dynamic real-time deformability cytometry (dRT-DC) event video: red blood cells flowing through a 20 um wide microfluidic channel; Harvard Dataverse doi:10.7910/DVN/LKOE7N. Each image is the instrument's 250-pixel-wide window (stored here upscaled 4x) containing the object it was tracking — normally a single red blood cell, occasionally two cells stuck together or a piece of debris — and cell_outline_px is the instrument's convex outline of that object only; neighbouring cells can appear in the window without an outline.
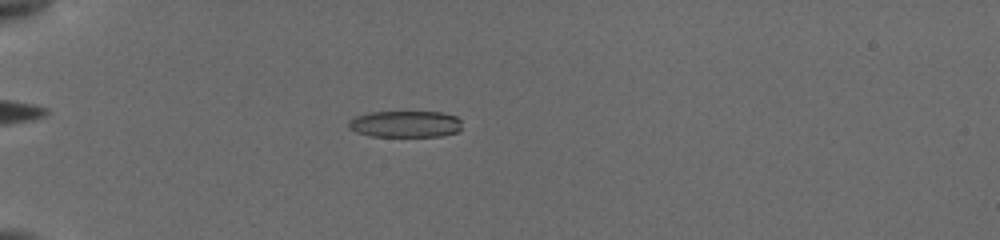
{"species": "common noctule bat (a hibernating species)", "species_latin": "Nyctalus noctula", "temperature_condition": "cold", "stored_images_in_passage": 40, "camera_frame_rate_fps": 3000, "um_per_image_px": 0.085, "animal": {"sex": "female", "body_mass_g": 19.5, "forearm_length_mm": 54.1}, "frame": {"image": 1, "passage_image": 1, "time_ms": 0.0, "image_size_px": [1000, 240], "cell_outline_px": [[460, 128], [456, 132], [440, 136], [372, 136], [356, 132], [348, 128], [348, 120], [352, 116], [368, 112], [444, 112], [456, 116], [460, 120]], "centroid_in_image_um": [34.39, 10.53], "position_along_channel_um": 50.6, "area_um2": 17.69}}
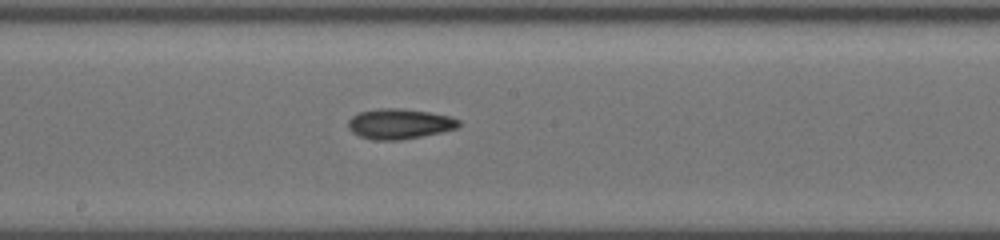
{"frame": {"image": 2, "passage_image": 19, "time_ms": 5.0, "image_size_px": [1000, 240], "cell_outline_px": [[460, 124], [456, 128], [440, 132], [400, 140], [372, 140], [360, 136], [352, 132], [348, 128], [348, 120], [352, 116], [360, 112], [380, 108], [404, 108], [428, 112], [448, 116], [460, 120]], "centroid_in_image_um": [33.92, 10.52], "position_along_channel_um": 214.3, "area_um2": 19.36}}
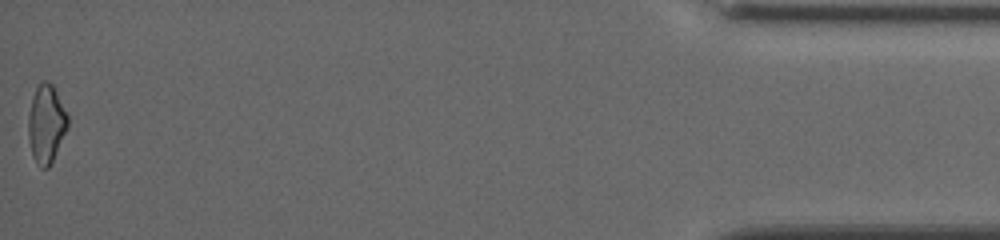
{"frame": {"image": 3, "passage_image": 40, "time_ms": 12.667, "image_size_px": [1000, 240], "cell_outline_px": [[68, 128], [52, 164], [48, 168], [40, 168], [36, 164], [32, 156], [28, 136], [28, 116], [32, 96], [36, 88], [44, 80], [48, 80], [52, 84], [68, 112]], "centroid_in_image_um": [3.94, 10.56], "position_along_channel_um": 431.3, "area_um2": 18.44}, "authors_computed_cell_mechanics": {"area_um2": 18.5538, "velocity_mm_per_s": 3.8635, "shape_relaxation_time_tau1_ms": 9.0173, "shape_relaxation_time_tau2_ms": 5.6888, "deformation_change_tau1": 0.1843, "deformation_change_tau2": 0.1375}}